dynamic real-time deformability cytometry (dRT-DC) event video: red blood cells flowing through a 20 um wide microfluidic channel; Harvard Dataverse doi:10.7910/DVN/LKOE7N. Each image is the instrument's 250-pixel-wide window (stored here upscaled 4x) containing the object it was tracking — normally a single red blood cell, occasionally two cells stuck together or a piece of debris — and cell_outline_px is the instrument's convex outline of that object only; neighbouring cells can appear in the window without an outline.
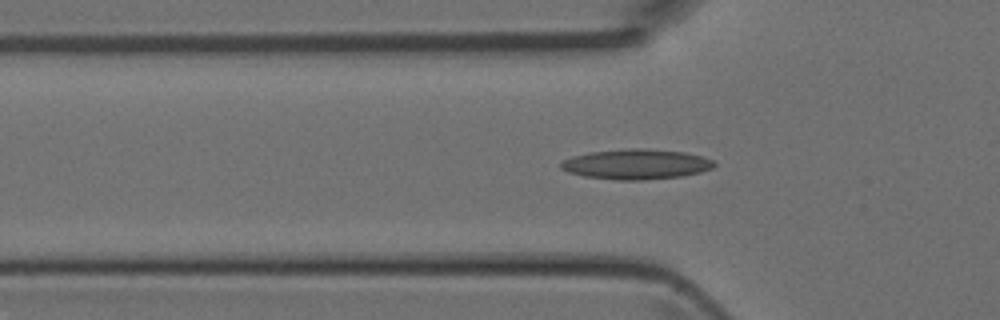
{"species": "Egyptian fruit bat (a non-hibernating species)", "species_latin": "Rousettus aegyptiacus", "temperature_condition": "room temperature", "stored_images_in_passage": 40, "camera_frame_rate_fps": 3000, "um_per_image_px": 0.085, "animal": {"sex": "female"}, "frame": {"image": 1, "passage_image": 7, "time_ms": 2.0, "image_size_px": [1000, 320], "cell_outline_px": [[716, 164], [712, 168], [700, 172], [680, 176], [644, 180], [616, 180], [584, 176], [568, 172], [560, 168], [560, 164], [564, 160], [572, 156], [588, 152], [628, 148], [644, 148], [684, 152], [700, 156], [712, 160]], "centroid_in_image_um": [54.04, 13.95], "position_along_channel_um": 71.8, "area_um2": 26.88}}
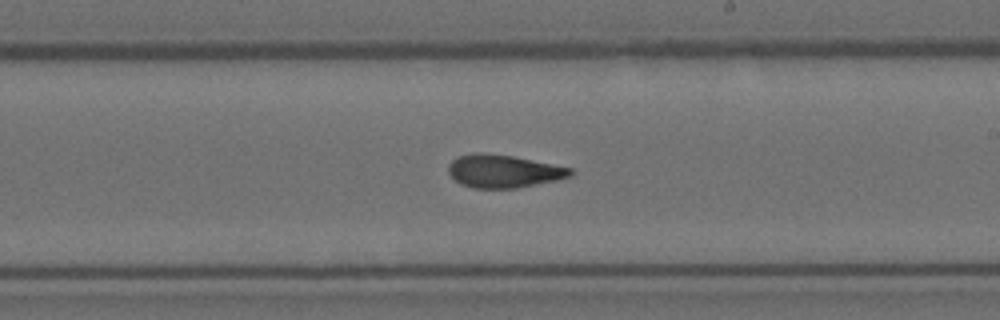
{"frame": {"image": 2, "passage_image": 19, "time_ms": 6.0, "image_size_px": [1000, 320], "cell_outline_px": [[576, 172], [572, 176], [556, 180], [516, 188], [472, 188], [460, 184], [448, 172], [448, 164], [452, 160], [460, 156], [472, 152], [484, 152], [512, 156], [572, 168]], "centroid_in_image_um": [42.79, 14.54], "position_along_channel_um": 246.2, "area_um2": 23.47}}
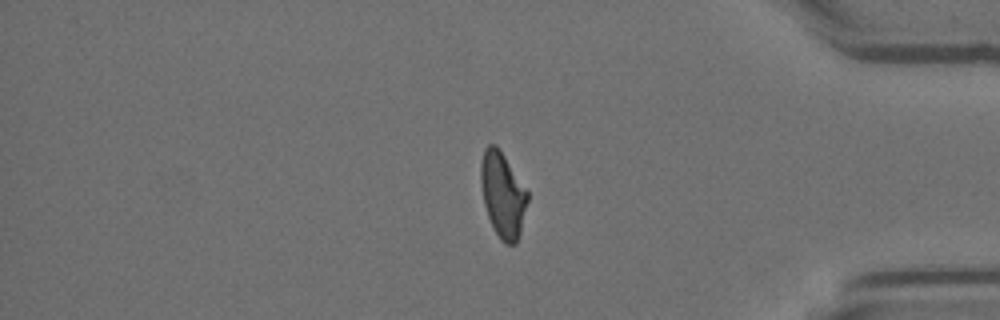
{"frame": {"image": 3, "passage_image": 31, "time_ms": 10.0, "image_size_px": [1000, 320], "cell_outline_px": [[528, 200], [520, 232], [516, 244], [504, 244], [500, 240], [488, 216], [484, 204], [480, 180], [480, 164], [484, 148], [488, 144], [496, 144], [528, 192]], "centroid_in_image_um": [42.71, 16.55], "position_along_channel_um": 392.5, "area_um2": 23.0}}